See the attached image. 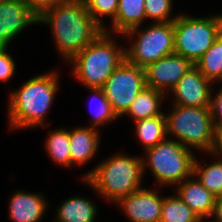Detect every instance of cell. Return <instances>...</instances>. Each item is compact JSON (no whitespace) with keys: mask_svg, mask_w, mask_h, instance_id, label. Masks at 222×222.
<instances>
[{"mask_svg":"<svg viewBox=\"0 0 222 222\" xmlns=\"http://www.w3.org/2000/svg\"><path fill=\"white\" fill-rule=\"evenodd\" d=\"M158 193L152 189L141 188L118 199L115 203L120 205L131 222H159L164 197Z\"/></svg>","mask_w":222,"mask_h":222,"instance_id":"13","label":"cell"},{"mask_svg":"<svg viewBox=\"0 0 222 222\" xmlns=\"http://www.w3.org/2000/svg\"><path fill=\"white\" fill-rule=\"evenodd\" d=\"M193 65L179 54L167 55L144 68L146 86L167 95Z\"/></svg>","mask_w":222,"mask_h":222,"instance_id":"10","label":"cell"},{"mask_svg":"<svg viewBox=\"0 0 222 222\" xmlns=\"http://www.w3.org/2000/svg\"><path fill=\"white\" fill-rule=\"evenodd\" d=\"M93 93V98H91V101L94 102V113L93 118L91 119L90 127L98 129V126H102L104 124H107L108 122L117 120L118 117L114 113L110 102L107 100L105 94L103 93L102 88H88ZM95 98L98 100V102L95 100ZM91 102V103H92ZM97 102V103H96ZM93 104V103H92Z\"/></svg>","mask_w":222,"mask_h":222,"instance_id":"25","label":"cell"},{"mask_svg":"<svg viewBox=\"0 0 222 222\" xmlns=\"http://www.w3.org/2000/svg\"><path fill=\"white\" fill-rule=\"evenodd\" d=\"M211 155L215 157V159L217 157L222 159V127H220L219 129H216L215 145H214Z\"/></svg>","mask_w":222,"mask_h":222,"instance_id":"31","label":"cell"},{"mask_svg":"<svg viewBox=\"0 0 222 222\" xmlns=\"http://www.w3.org/2000/svg\"><path fill=\"white\" fill-rule=\"evenodd\" d=\"M211 218L214 221L211 220L210 222H222V197H217Z\"/></svg>","mask_w":222,"mask_h":222,"instance_id":"32","label":"cell"},{"mask_svg":"<svg viewBox=\"0 0 222 222\" xmlns=\"http://www.w3.org/2000/svg\"><path fill=\"white\" fill-rule=\"evenodd\" d=\"M145 0H119L115 19L111 24L110 30L105 28L103 31L112 34L123 35L128 30L142 26L146 20ZM110 31V32H109ZM120 34V35H119Z\"/></svg>","mask_w":222,"mask_h":222,"instance_id":"17","label":"cell"},{"mask_svg":"<svg viewBox=\"0 0 222 222\" xmlns=\"http://www.w3.org/2000/svg\"><path fill=\"white\" fill-rule=\"evenodd\" d=\"M166 96L168 95L162 91L145 86L124 115L128 114L134 122L140 119L160 116L164 113L161 110V104Z\"/></svg>","mask_w":222,"mask_h":222,"instance_id":"19","label":"cell"},{"mask_svg":"<svg viewBox=\"0 0 222 222\" xmlns=\"http://www.w3.org/2000/svg\"><path fill=\"white\" fill-rule=\"evenodd\" d=\"M174 24V53L193 64L213 45L220 32L218 14L211 17H192L179 14Z\"/></svg>","mask_w":222,"mask_h":222,"instance_id":"8","label":"cell"},{"mask_svg":"<svg viewBox=\"0 0 222 222\" xmlns=\"http://www.w3.org/2000/svg\"><path fill=\"white\" fill-rule=\"evenodd\" d=\"M134 124H136V138L142 143L144 151L156 146L168 137L164 113L160 116L137 120Z\"/></svg>","mask_w":222,"mask_h":222,"instance_id":"20","label":"cell"},{"mask_svg":"<svg viewBox=\"0 0 222 222\" xmlns=\"http://www.w3.org/2000/svg\"><path fill=\"white\" fill-rule=\"evenodd\" d=\"M218 17L220 20V32L222 33V13H218Z\"/></svg>","mask_w":222,"mask_h":222,"instance_id":"33","label":"cell"},{"mask_svg":"<svg viewBox=\"0 0 222 222\" xmlns=\"http://www.w3.org/2000/svg\"><path fill=\"white\" fill-rule=\"evenodd\" d=\"M194 65L214 85L215 82L222 83V33Z\"/></svg>","mask_w":222,"mask_h":222,"instance_id":"21","label":"cell"},{"mask_svg":"<svg viewBox=\"0 0 222 222\" xmlns=\"http://www.w3.org/2000/svg\"><path fill=\"white\" fill-rule=\"evenodd\" d=\"M86 6L87 12L92 16L94 21L104 30L103 16L111 17L113 21L118 9L119 0H83Z\"/></svg>","mask_w":222,"mask_h":222,"instance_id":"26","label":"cell"},{"mask_svg":"<svg viewBox=\"0 0 222 222\" xmlns=\"http://www.w3.org/2000/svg\"><path fill=\"white\" fill-rule=\"evenodd\" d=\"M199 222H210L209 220L207 221V220H201V221H199Z\"/></svg>","mask_w":222,"mask_h":222,"instance_id":"34","label":"cell"},{"mask_svg":"<svg viewBox=\"0 0 222 222\" xmlns=\"http://www.w3.org/2000/svg\"><path fill=\"white\" fill-rule=\"evenodd\" d=\"M173 0H145L146 19L152 23H167L174 21L178 16L172 15Z\"/></svg>","mask_w":222,"mask_h":222,"instance_id":"27","label":"cell"},{"mask_svg":"<svg viewBox=\"0 0 222 222\" xmlns=\"http://www.w3.org/2000/svg\"><path fill=\"white\" fill-rule=\"evenodd\" d=\"M145 153L146 158L142 157L143 172L146 173V168L149 167L159 187L178 185L193 175L197 156L192 149L184 147L174 139L167 137L156 146L145 150Z\"/></svg>","mask_w":222,"mask_h":222,"instance_id":"6","label":"cell"},{"mask_svg":"<svg viewBox=\"0 0 222 222\" xmlns=\"http://www.w3.org/2000/svg\"><path fill=\"white\" fill-rule=\"evenodd\" d=\"M8 217L13 222H39L48 209L45 196L17 190L10 196Z\"/></svg>","mask_w":222,"mask_h":222,"instance_id":"15","label":"cell"},{"mask_svg":"<svg viewBox=\"0 0 222 222\" xmlns=\"http://www.w3.org/2000/svg\"><path fill=\"white\" fill-rule=\"evenodd\" d=\"M38 23L50 26L58 53L68 62L103 31L87 12L83 0H67L44 11Z\"/></svg>","mask_w":222,"mask_h":222,"instance_id":"1","label":"cell"},{"mask_svg":"<svg viewBox=\"0 0 222 222\" xmlns=\"http://www.w3.org/2000/svg\"><path fill=\"white\" fill-rule=\"evenodd\" d=\"M193 175L214 196L222 197V159L219 158L205 166L195 158Z\"/></svg>","mask_w":222,"mask_h":222,"instance_id":"23","label":"cell"},{"mask_svg":"<svg viewBox=\"0 0 222 222\" xmlns=\"http://www.w3.org/2000/svg\"><path fill=\"white\" fill-rule=\"evenodd\" d=\"M210 109L214 128L219 129L222 127V86L211 95Z\"/></svg>","mask_w":222,"mask_h":222,"instance_id":"29","label":"cell"},{"mask_svg":"<svg viewBox=\"0 0 222 222\" xmlns=\"http://www.w3.org/2000/svg\"><path fill=\"white\" fill-rule=\"evenodd\" d=\"M90 126L69 130L71 166L84 165L95 157L100 144V131Z\"/></svg>","mask_w":222,"mask_h":222,"instance_id":"16","label":"cell"},{"mask_svg":"<svg viewBox=\"0 0 222 222\" xmlns=\"http://www.w3.org/2000/svg\"><path fill=\"white\" fill-rule=\"evenodd\" d=\"M56 210L53 222H93L98 212L94 202L81 196L67 198Z\"/></svg>","mask_w":222,"mask_h":222,"instance_id":"18","label":"cell"},{"mask_svg":"<svg viewBox=\"0 0 222 222\" xmlns=\"http://www.w3.org/2000/svg\"><path fill=\"white\" fill-rule=\"evenodd\" d=\"M111 35L102 31L68 62L73 65L72 75L86 88H101L125 60V48L119 47Z\"/></svg>","mask_w":222,"mask_h":222,"instance_id":"4","label":"cell"},{"mask_svg":"<svg viewBox=\"0 0 222 222\" xmlns=\"http://www.w3.org/2000/svg\"><path fill=\"white\" fill-rule=\"evenodd\" d=\"M171 113H164L166 133L184 147L211 154L215 145L216 130L210 107L174 105ZM208 152V153H207Z\"/></svg>","mask_w":222,"mask_h":222,"instance_id":"5","label":"cell"},{"mask_svg":"<svg viewBox=\"0 0 222 222\" xmlns=\"http://www.w3.org/2000/svg\"><path fill=\"white\" fill-rule=\"evenodd\" d=\"M176 195L186 203L201 220L210 218L213 214L217 197L206 189L192 175L176 185Z\"/></svg>","mask_w":222,"mask_h":222,"instance_id":"14","label":"cell"},{"mask_svg":"<svg viewBox=\"0 0 222 222\" xmlns=\"http://www.w3.org/2000/svg\"><path fill=\"white\" fill-rule=\"evenodd\" d=\"M142 157L117 153L82 176L83 182L92 187L99 196L113 204L143 188Z\"/></svg>","mask_w":222,"mask_h":222,"instance_id":"3","label":"cell"},{"mask_svg":"<svg viewBox=\"0 0 222 222\" xmlns=\"http://www.w3.org/2000/svg\"><path fill=\"white\" fill-rule=\"evenodd\" d=\"M45 149L48 156L56 165L62 167L71 166L70 144H69V130L62 128L56 130H49V136L45 141Z\"/></svg>","mask_w":222,"mask_h":222,"instance_id":"22","label":"cell"},{"mask_svg":"<svg viewBox=\"0 0 222 222\" xmlns=\"http://www.w3.org/2000/svg\"><path fill=\"white\" fill-rule=\"evenodd\" d=\"M29 8L37 15H41L44 11L64 3L67 0H23Z\"/></svg>","mask_w":222,"mask_h":222,"instance_id":"30","label":"cell"},{"mask_svg":"<svg viewBox=\"0 0 222 222\" xmlns=\"http://www.w3.org/2000/svg\"><path fill=\"white\" fill-rule=\"evenodd\" d=\"M141 28V26L132 28L121 35L131 40L135 38L130 47L125 48V59L129 63L145 68L147 65L174 53L173 21L150 23L145 29Z\"/></svg>","mask_w":222,"mask_h":222,"instance_id":"7","label":"cell"},{"mask_svg":"<svg viewBox=\"0 0 222 222\" xmlns=\"http://www.w3.org/2000/svg\"><path fill=\"white\" fill-rule=\"evenodd\" d=\"M213 83L193 65L170 91L174 105L210 107Z\"/></svg>","mask_w":222,"mask_h":222,"instance_id":"11","label":"cell"},{"mask_svg":"<svg viewBox=\"0 0 222 222\" xmlns=\"http://www.w3.org/2000/svg\"><path fill=\"white\" fill-rule=\"evenodd\" d=\"M144 68L126 59L101 87L117 117H123L136 96L145 88Z\"/></svg>","mask_w":222,"mask_h":222,"instance_id":"9","label":"cell"},{"mask_svg":"<svg viewBox=\"0 0 222 222\" xmlns=\"http://www.w3.org/2000/svg\"><path fill=\"white\" fill-rule=\"evenodd\" d=\"M7 47H0V81L7 82L15 74L16 63L7 53Z\"/></svg>","mask_w":222,"mask_h":222,"instance_id":"28","label":"cell"},{"mask_svg":"<svg viewBox=\"0 0 222 222\" xmlns=\"http://www.w3.org/2000/svg\"><path fill=\"white\" fill-rule=\"evenodd\" d=\"M199 216L176 194L163 198L159 222H199Z\"/></svg>","mask_w":222,"mask_h":222,"instance_id":"24","label":"cell"},{"mask_svg":"<svg viewBox=\"0 0 222 222\" xmlns=\"http://www.w3.org/2000/svg\"><path fill=\"white\" fill-rule=\"evenodd\" d=\"M58 73L53 70L32 77L11 92L8 104L10 129L48 127L51 124H45V120L59 88Z\"/></svg>","mask_w":222,"mask_h":222,"instance_id":"2","label":"cell"},{"mask_svg":"<svg viewBox=\"0 0 222 222\" xmlns=\"http://www.w3.org/2000/svg\"><path fill=\"white\" fill-rule=\"evenodd\" d=\"M33 24H38V16L23 0L0 2V47H8L18 34Z\"/></svg>","mask_w":222,"mask_h":222,"instance_id":"12","label":"cell"}]
</instances>
